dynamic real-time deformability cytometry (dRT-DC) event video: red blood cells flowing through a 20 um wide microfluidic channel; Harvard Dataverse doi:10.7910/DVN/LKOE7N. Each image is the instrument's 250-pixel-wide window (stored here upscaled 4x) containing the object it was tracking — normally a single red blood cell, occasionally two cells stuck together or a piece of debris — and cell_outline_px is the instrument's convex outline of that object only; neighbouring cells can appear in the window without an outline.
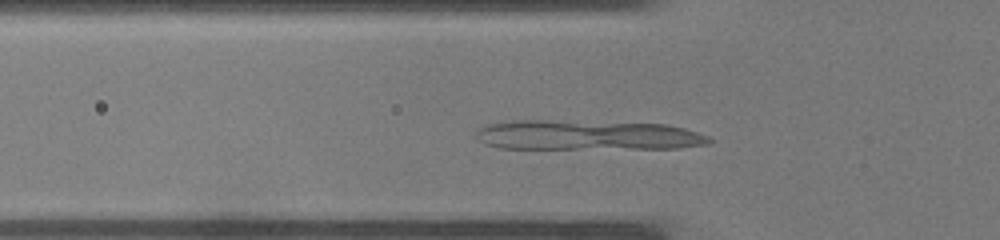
{"species": "common noctule bat (a hibernating species)", "species_latin": "Nyctalus noctula", "temperature_condition": "warm", "stored_images_in_passage": 31, "segment_of_instrument_passage": [1, 3], "camera_frame_rate_fps": 3000, "um_per_image_px": 0.085, "animal": {"sex": "male", "body_mass_g": 19.0, "forearm_length_mm": 50.8}, "frame": {"image": 1, "passage_image": 4, "time_ms": 1.0, "image_size_px": [1000, 240], "cell_outline_px": [[712, 140], [708, 144], [680, 148], [500, 148], [484, 144], [476, 136], [476, 128], [500, 120], [548, 120], [664, 124], [684, 128], [708, 136]], "centroid_in_image_um": [49.85, 11.48], "position_along_channel_um": 76.0, "area_um2": 40.63}}